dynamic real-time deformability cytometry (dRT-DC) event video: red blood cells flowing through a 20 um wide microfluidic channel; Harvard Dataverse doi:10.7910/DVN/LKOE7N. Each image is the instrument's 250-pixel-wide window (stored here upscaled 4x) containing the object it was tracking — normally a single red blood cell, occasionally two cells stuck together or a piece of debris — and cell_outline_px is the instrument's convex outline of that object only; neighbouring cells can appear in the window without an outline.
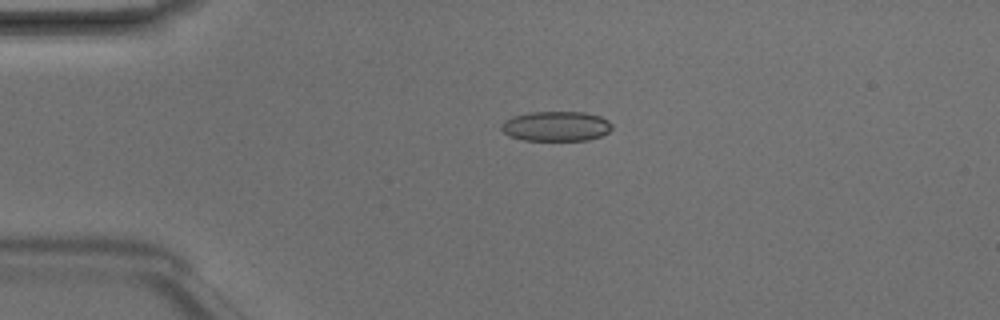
{"species": "Egyptian fruit bat (a non-hibernating species)", "species_latin": "Rousettus aegyptiacus", "temperature_condition": "room temperature", "stored_images_in_passage": 4, "camera_frame_rate_fps": 3000, "um_per_image_px": 0.085, "animal": {"sex": "male"}, "frame": {"image": 1, "passage_image": 4, "time_ms": 1.0, "image_size_px": [1000, 320], "cell_outline_px": [[612, 128], [608, 132], [600, 136], [588, 140], [524, 140], [508, 136], [500, 128], [500, 124], [504, 120], [512, 116], [528, 112], [584, 112], [600, 116], [608, 120], [612, 124]], "centroid_in_image_um": [47.24, 10.72], "position_along_channel_um": 37.8, "area_um2": 19.42}}